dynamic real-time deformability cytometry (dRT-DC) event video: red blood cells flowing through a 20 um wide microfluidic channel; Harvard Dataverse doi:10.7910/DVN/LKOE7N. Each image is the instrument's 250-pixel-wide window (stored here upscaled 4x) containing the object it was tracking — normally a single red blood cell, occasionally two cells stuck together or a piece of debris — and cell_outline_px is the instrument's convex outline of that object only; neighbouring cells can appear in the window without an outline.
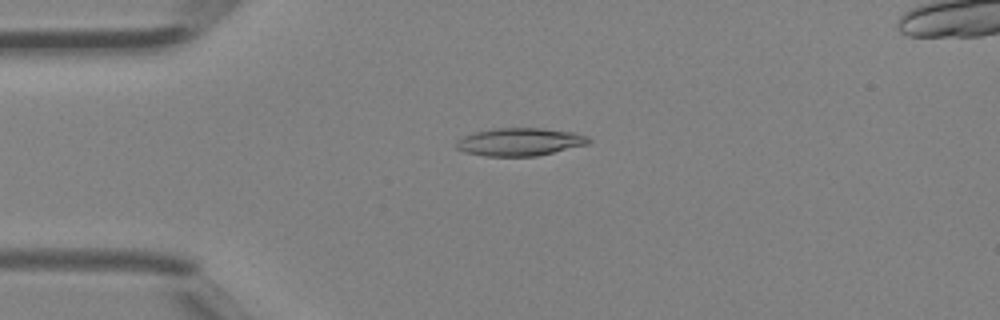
{"species": "Egyptian fruit bat (a non-hibernating species)", "species_latin": "Rousettus aegyptiacus", "temperature_condition": "room temperature", "stored_images_in_passage": 37, "camera_frame_rate_fps": 3000, "um_per_image_px": 0.085, "animal": {"sex": "female"}, "frame": {"image": 1, "passage_image": 6, "time_ms": 1.667, "image_size_px": [1000, 320], "cell_outline_px": [[592, 140], [588, 144], [536, 156], [484, 156], [464, 152], [456, 148], [456, 144], [464, 136], [476, 132], [496, 128], [540, 128], [576, 132], [588, 136]], "centroid_in_image_um": [44.22, 12.06], "position_along_channel_um": 40.8, "area_um2": 21.39}}
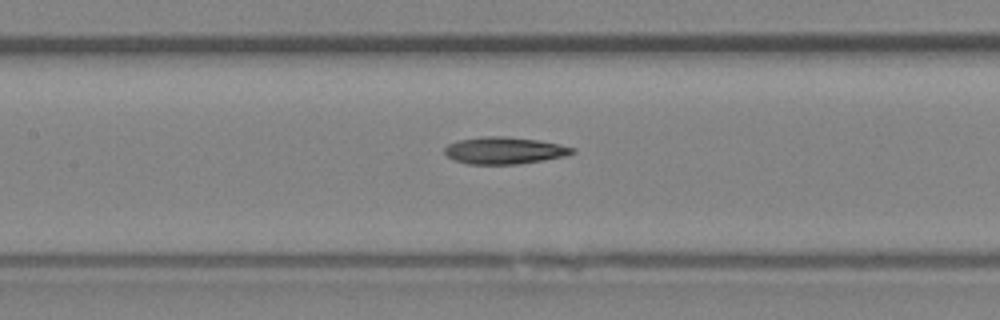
{"frame": {"image": 2, "passage_image": 15, "time_ms": 4.667, "image_size_px": [1000, 320], "cell_outline_px": [[576, 152], [564, 156], [544, 160], [516, 164], [468, 164], [456, 160], [448, 156], [444, 152], [444, 148], [448, 144], [460, 140], [484, 136], [504, 136], [536, 140], [576, 148]], "centroid_in_image_um": [42.87, 12.79], "position_along_channel_um": 164.5, "area_um2": 19.83}}
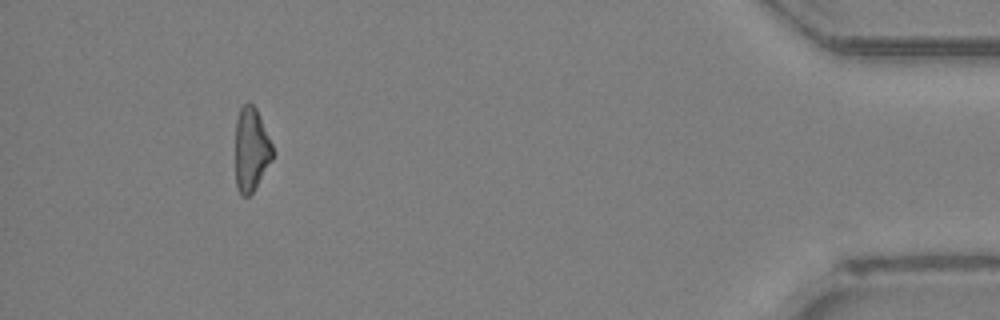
{"frame": {"image": 3, "passage_image": 34, "time_ms": 11.0, "image_size_px": [1000, 320], "cell_outline_px": [[272, 160], [252, 192], [248, 196], [240, 196], [236, 188], [236, 120], [240, 108], [248, 100], [256, 108], [272, 144]], "centroid_in_image_um": [21.33, 12.7], "position_along_channel_um": 413.9, "area_um2": 18.03}}